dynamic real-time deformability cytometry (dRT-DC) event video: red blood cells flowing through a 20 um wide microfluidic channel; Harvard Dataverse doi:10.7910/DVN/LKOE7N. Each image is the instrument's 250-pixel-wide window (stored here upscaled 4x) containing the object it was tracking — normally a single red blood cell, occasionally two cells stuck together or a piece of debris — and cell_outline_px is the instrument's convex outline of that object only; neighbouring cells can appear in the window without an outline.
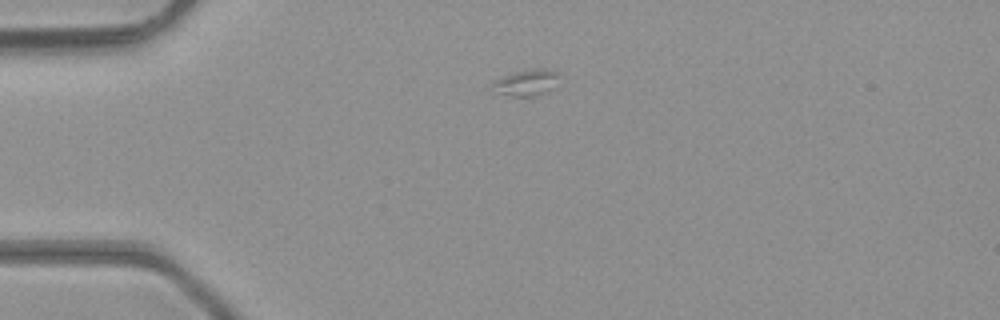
{"species": "common noctule bat (a hibernating species)", "species_latin": "Nyctalus noctula", "temperature_condition": "room temperature", "stored_images_in_passage": 1, "camera_frame_rate_fps": 3000, "um_per_image_px": 0.085, "animal": {"sex": "male", "body_mass_g": 23.1, "forearm_length_mm": 52.7}, "frame": {"image": 1, "passage_image": 1, "time_ms": 0.0, "image_size_px": [1000, 320], "cell_outline_px": [[560, 76], [552, 88], [544, 92], [532, 96], [512, 96], [500, 92], [492, 84], [492, 80], [524, 68], [544, 68], [560, 72]], "centroid_in_image_um": [44.78, 6.96], "position_along_channel_um": 40.2, "area_um2": 10.17}}